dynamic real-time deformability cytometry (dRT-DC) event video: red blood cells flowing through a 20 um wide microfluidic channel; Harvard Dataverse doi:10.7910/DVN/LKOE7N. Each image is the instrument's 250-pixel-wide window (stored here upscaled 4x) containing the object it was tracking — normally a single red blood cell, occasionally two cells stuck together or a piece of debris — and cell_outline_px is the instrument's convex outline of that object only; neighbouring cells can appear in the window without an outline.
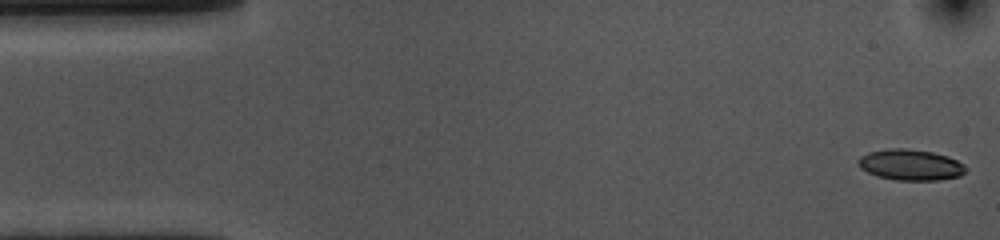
{"species": "common noctule bat (a hibernating species)", "species_latin": "Nyctalus noctula", "temperature_condition": "cold", "stored_images_in_passage": 54, "camera_frame_rate_fps": 3000, "um_per_image_px": 0.085, "animal": {"sex": "female", "body_mass_g": 10.0, "forearm_length_mm": 53.1}, "frame": {"image": 1, "passage_image": 1, "time_ms": 0.0, "image_size_px": [1000, 240], "cell_outline_px": [[968, 168], [960, 176], [936, 180], [896, 180], [876, 176], [860, 168], [856, 160], [860, 156], [868, 152], [888, 148], [904, 148], [932, 152], [948, 156], [964, 164]], "centroid_in_image_um": [77.37, 14.0], "position_along_channel_um": 7.6, "area_um2": 19.48}}
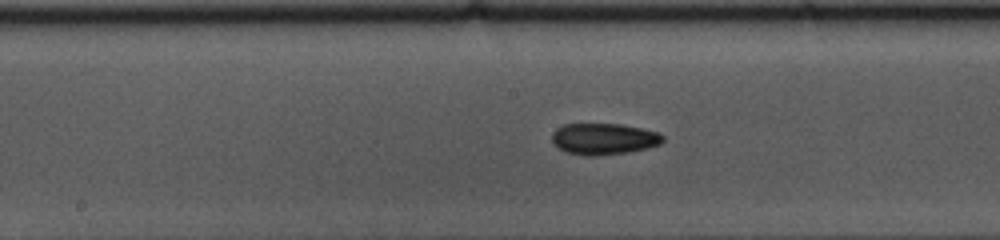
{"frame": {"image": 2, "passage_image": 26, "time_ms": 8.333, "image_size_px": [1000, 240], "cell_outline_px": [[664, 140], [660, 144], [648, 148], [628, 152], [592, 156], [584, 156], [564, 152], [552, 140], [552, 132], [556, 128], [564, 124], [620, 124], [660, 132], [664, 136]], "centroid_in_image_um": [51.33, 11.81], "position_along_channel_um": 196.9, "area_um2": 20.35}}
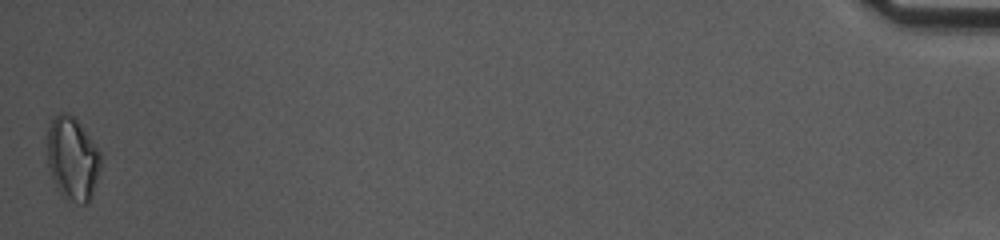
{"frame": {"image": 3, "passage_image": 54, "time_ms": 17.667, "image_size_px": [1000, 240], "cell_outline_px": [[100, 168], [92, 196], [88, 204], [80, 204], [64, 196], [56, 188], [48, 164], [48, 128], [52, 120], [60, 112], [68, 112], [80, 124], [100, 152]], "centroid_in_image_um": [6.17, 13.49], "position_along_channel_um": 429.0, "area_um2": 25.55}, "authors_computed_cell_mechanics": {"area_um2": 19.6809, "velocity_mm_per_s": 3.5813, "shape_relaxation_time_tau1_ms": 5.8295, "shape_relaxation_time_tau2_ms": 6.3306, "deformation_change_tau1": 0.1008, "deformation_change_tau2": 0.1164}}